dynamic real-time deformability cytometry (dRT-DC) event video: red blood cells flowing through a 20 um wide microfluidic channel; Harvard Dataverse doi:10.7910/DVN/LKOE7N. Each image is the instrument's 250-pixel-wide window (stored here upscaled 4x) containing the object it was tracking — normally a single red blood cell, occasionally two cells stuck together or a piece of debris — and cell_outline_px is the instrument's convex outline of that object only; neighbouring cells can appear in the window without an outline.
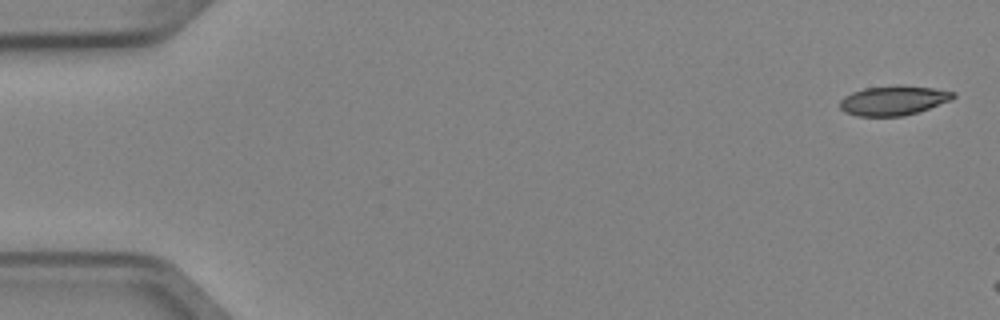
{"species": "Egyptian fruit bat (a non-hibernating species)", "species_latin": "Rousettus aegyptiacus", "temperature_condition": "cold", "stored_images_in_passage": 5, "camera_frame_rate_fps": 3000, "um_per_image_px": 0.085, "animal": {"sex": "female"}, "frame": {"image": 1, "passage_image": 1, "time_ms": 0.0, "image_size_px": [1000, 320], "cell_outline_px": [[956, 96], [952, 100], [904, 116], [856, 116], [844, 112], [840, 108], [840, 100], [844, 96], [852, 92], [864, 88], [900, 84], [932, 88], [956, 92]], "centroid_in_image_um": [75.93, 8.53], "position_along_channel_um": 9.1, "area_um2": 19.65}}